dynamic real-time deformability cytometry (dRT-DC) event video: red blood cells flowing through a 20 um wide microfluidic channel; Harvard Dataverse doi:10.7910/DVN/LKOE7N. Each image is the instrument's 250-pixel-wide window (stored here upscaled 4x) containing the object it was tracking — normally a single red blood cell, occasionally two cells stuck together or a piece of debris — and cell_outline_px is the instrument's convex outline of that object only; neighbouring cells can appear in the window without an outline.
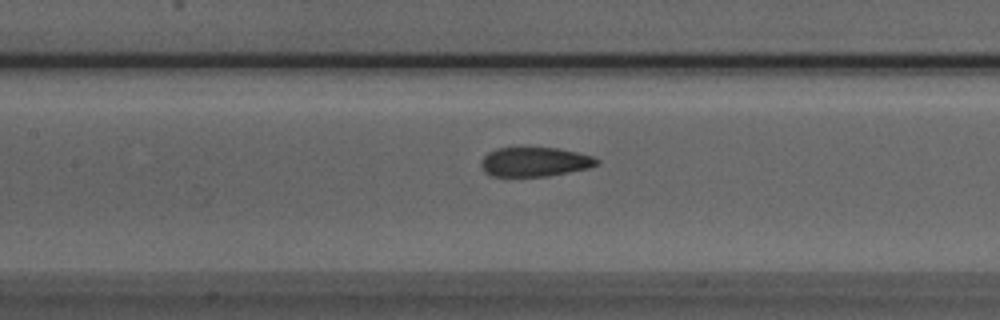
{"species": "Egyptian fruit bat (a non-hibernating species)", "species_latin": "Rousettus aegyptiacus", "temperature_condition": "room temperature", "stored_images_in_passage": 36, "camera_frame_rate_fps": 3000, "um_per_image_px": 0.085, "animal": {"sex": "male"}, "frame": {"image": 1, "passage_image": 18, "time_ms": 5.667, "image_size_px": [1000, 320], "cell_outline_px": [[600, 160], [596, 164], [588, 168], [548, 176], [492, 176], [484, 172], [480, 164], [480, 160], [488, 152], [496, 148], [556, 148], [576, 152], [592, 156]], "centroid_in_image_um": [45.41, 13.76], "position_along_channel_um": 162.0, "area_um2": 19.65}}
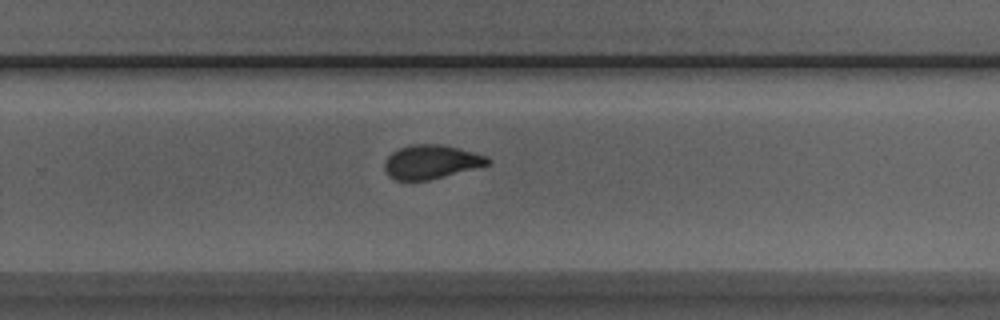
{"frame": {"image": 2, "passage_image": 28, "time_ms": 9.0, "image_size_px": [1000, 320], "cell_outline_px": [[492, 164], [428, 180], [396, 180], [388, 176], [384, 168], [384, 160], [392, 152], [400, 148], [412, 144], [444, 144], [488, 156], [492, 160]], "centroid_in_image_um": [36.67, 13.75], "position_along_channel_um": 293.1, "area_um2": 20.52}}
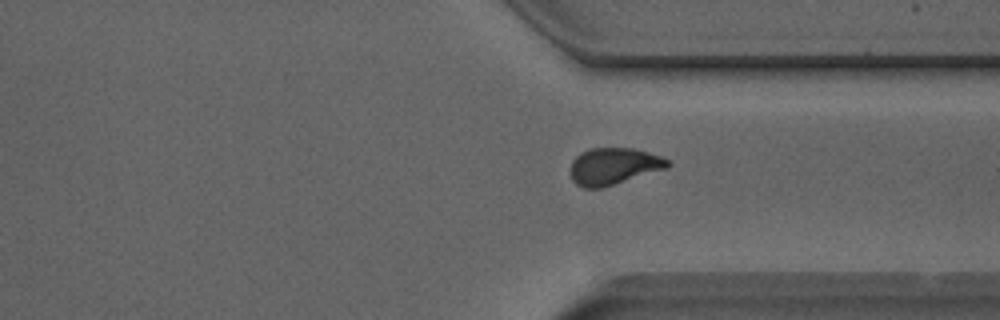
{"frame": {"image": 3, "passage_image": 33, "time_ms": 10.667, "image_size_px": [1000, 320], "cell_outline_px": [[672, 164], [668, 168], [604, 188], [584, 188], [576, 184], [572, 180], [568, 172], [568, 168], [572, 160], [580, 152], [588, 148], [632, 148], [648, 152], [660, 156], [668, 160]], "centroid_in_image_um": [52.12, 14.14], "position_along_channel_um": 359.3, "area_um2": 21.39}}